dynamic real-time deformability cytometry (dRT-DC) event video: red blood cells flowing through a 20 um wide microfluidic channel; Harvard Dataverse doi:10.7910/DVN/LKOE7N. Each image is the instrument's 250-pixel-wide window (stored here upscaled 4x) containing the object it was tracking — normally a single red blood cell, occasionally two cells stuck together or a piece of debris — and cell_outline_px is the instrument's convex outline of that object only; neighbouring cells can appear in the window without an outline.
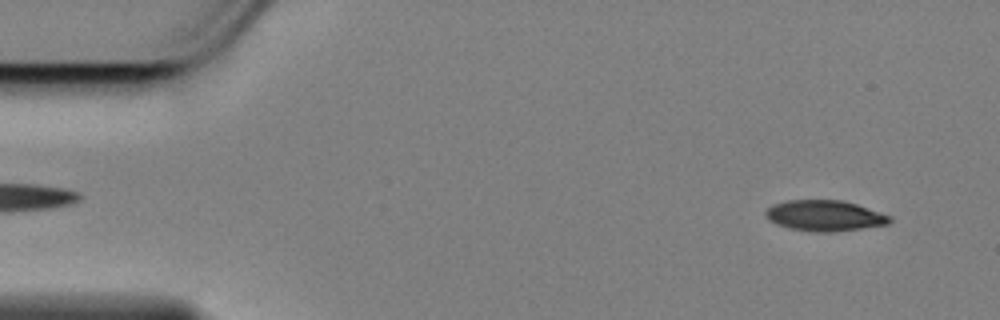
{"species": "Egyptian fruit bat (a non-hibernating species)", "species_latin": "Rousettus aegyptiacus", "temperature_condition": "cold", "stored_images_in_passage": 56, "camera_frame_rate_fps": 3000, "um_per_image_px": 0.085, "animal": {"sex": "female"}, "frame": {"image": 1, "passage_image": 3, "time_ms": 0.667, "image_size_px": [1000, 320], "cell_outline_px": [[892, 220], [888, 224], [832, 232], [816, 232], [788, 228], [776, 224], [768, 220], [764, 212], [772, 204], [788, 200], [840, 200], [856, 204], [892, 216]], "centroid_in_image_um": [70.07, 18.33], "position_along_channel_um": 14.9, "area_um2": 22.2}}
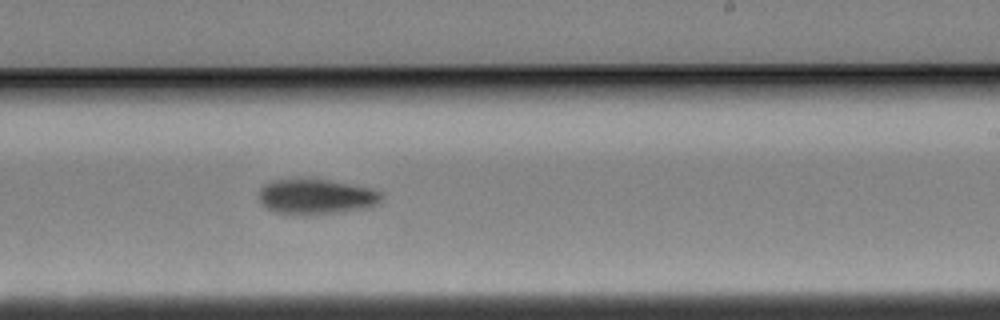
{"frame": {"image": 2, "passage_image": 33, "time_ms": 10.667, "image_size_px": [1000, 320], "cell_outline_px": [[384, 196], [380, 204], [364, 208], [344, 212], [304, 216], [272, 212], [264, 208], [260, 204], [260, 188], [264, 184], [276, 180], [328, 180], [372, 188], [380, 192]], "centroid_in_image_um": [26.88, 16.76], "position_along_channel_um": 262.1, "area_um2": 25.49}}
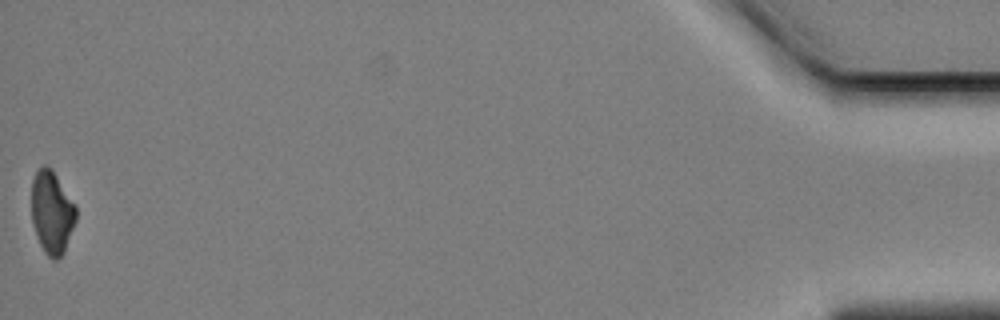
{"frame": {"image": 3, "passage_image": 56, "time_ms": 18.333, "image_size_px": [1000, 320], "cell_outline_px": [[76, 220], [64, 252], [56, 260], [52, 260], [44, 252], [40, 244], [32, 224], [32, 180], [36, 172], [44, 164], [52, 168], [76, 204]], "centroid_in_image_um": [4.42, 18.04], "position_along_channel_um": 430.8, "area_um2": 21.62}, "authors_computed_cell_mechanics": {"area_um2": 23.7269, "velocity_mm_per_s": 3.4496, "shape_relaxation_time_tau1_ms": 2.8691, "shape_relaxation_time_tau2_ms": null, "deformation_change_tau1": 0.1216, "deformation_change_tau2": null}}